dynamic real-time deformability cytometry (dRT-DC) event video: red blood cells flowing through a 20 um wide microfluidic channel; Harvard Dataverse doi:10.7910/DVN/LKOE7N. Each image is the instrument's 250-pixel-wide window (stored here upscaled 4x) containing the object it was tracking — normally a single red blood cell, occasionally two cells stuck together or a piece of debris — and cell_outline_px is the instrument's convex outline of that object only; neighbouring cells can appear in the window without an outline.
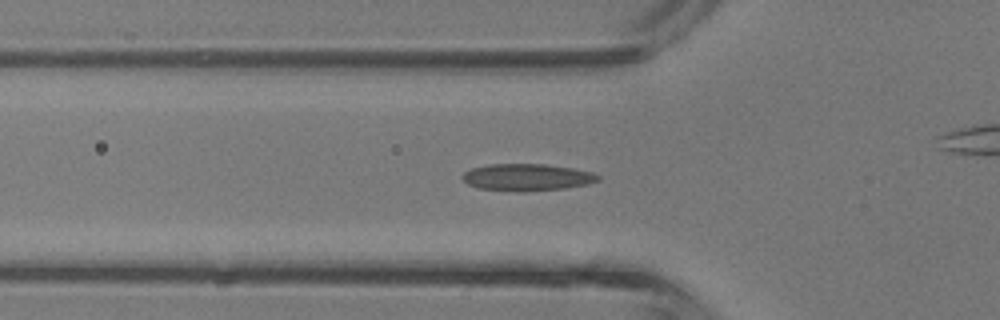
{"species": "common noctule bat (a hibernating species)", "species_latin": "Nyctalus noctula", "temperature_condition": "room temperature", "stored_images_in_passage": 41, "camera_frame_rate_fps": 3000, "um_per_image_px": 0.085, "animal": {"sex": "male", "body_mass_g": 13.3}, "frame": {"image": 1, "passage_image": 13, "time_ms": 4.0, "image_size_px": [1000, 320], "cell_outline_px": [[600, 180], [588, 184], [564, 188], [480, 188], [468, 184], [460, 176], [464, 172], [472, 168], [492, 164], [544, 164], [572, 168], [592, 172], [600, 176]], "centroid_in_image_um": [44.83, 15.0], "position_along_channel_um": 81.0, "area_um2": 20.0}}
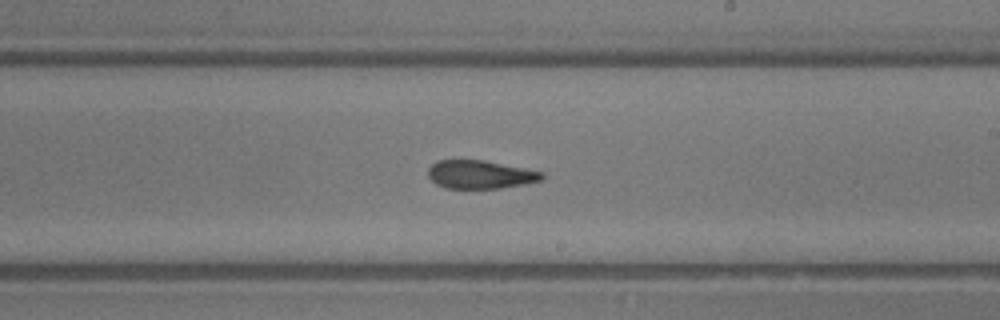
{"frame": {"image": 2, "passage_image": 23, "time_ms": 7.333, "image_size_px": [1000, 320], "cell_outline_px": [[544, 180], [524, 184], [500, 188], [444, 188], [436, 184], [428, 176], [428, 168], [436, 160], [484, 160], [544, 172]], "centroid_in_image_um": [40.82, 14.83], "position_along_channel_um": 248.2, "area_um2": 18.84}}
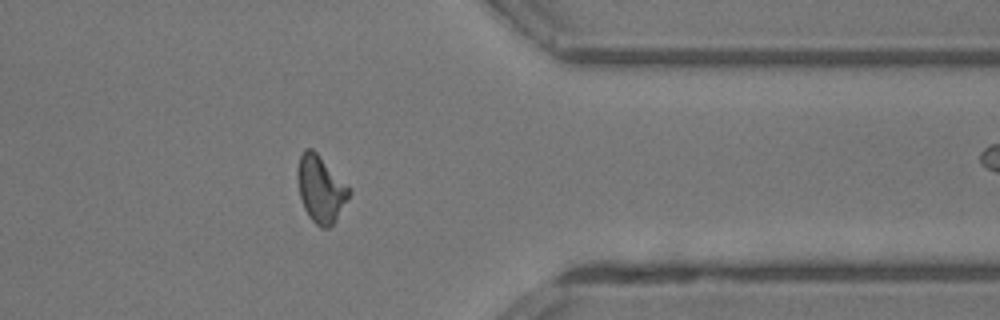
{"frame": {"image": 3, "passage_image": 32, "time_ms": 10.333, "image_size_px": [1000, 320], "cell_outline_px": [[352, 192], [336, 220], [328, 228], [320, 228], [308, 216], [304, 208], [300, 196], [296, 176], [296, 172], [300, 156], [304, 148], [312, 148], [352, 188]], "centroid_in_image_um": [27.27, 16.06], "position_along_channel_um": 384.1, "area_um2": 20.29}, "authors_computed_cell_mechanics": {"area_um2": 19.5942, "velocity_mm_per_s": 4.998, "shape_relaxation_time_tau1_ms": 8.9764, "shape_relaxation_time_tau2_ms": 1.5817, "deformation_change_tau1": 0.293, "deformation_change_tau2": 0.0872}}